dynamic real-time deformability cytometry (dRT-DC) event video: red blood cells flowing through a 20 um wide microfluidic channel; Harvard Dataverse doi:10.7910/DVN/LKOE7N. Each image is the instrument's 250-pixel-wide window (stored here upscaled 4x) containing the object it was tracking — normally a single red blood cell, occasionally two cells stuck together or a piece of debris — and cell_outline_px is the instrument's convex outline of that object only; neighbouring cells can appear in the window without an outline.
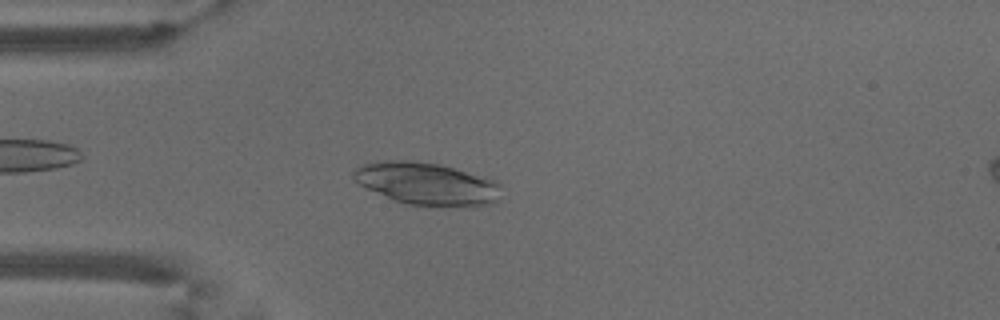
{"species": "common noctule bat (a hibernating species)", "species_latin": "Nyctalus noctula", "temperature_condition": "warm", "stored_images_in_passage": 51, "camera_frame_rate_fps": 3000, "um_per_image_px": 0.085, "animal": {"sex": "male", "body_mass_g": 18.8}, "frame": {"image": 1, "passage_image": 13, "time_ms": 4.0, "image_size_px": [1000, 320], "cell_outline_px": [[500, 200], [492, 204], [472, 208], [464, 208], [408, 204], [392, 200], [352, 180], [352, 172], [360, 164], [376, 160], [416, 160], [440, 164], [484, 176], [500, 184]], "centroid_in_image_um": [36.3, 15.62], "position_along_channel_um": 48.7, "area_um2": 37.45}}
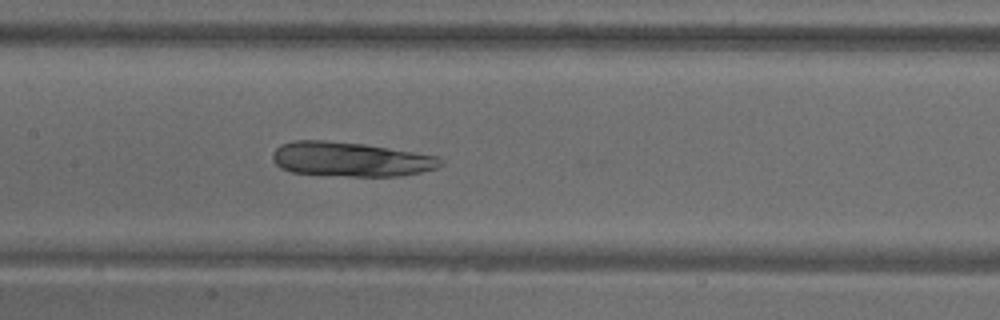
{"frame": {"image": 2, "passage_image": 24, "time_ms": 7.667, "image_size_px": [1000, 320], "cell_outline_px": [[444, 164], [436, 168], [420, 172], [400, 176], [348, 176], [292, 172], [280, 168], [272, 160], [272, 152], [280, 144], [292, 140], [324, 140], [364, 144], [440, 156], [444, 160]], "centroid_in_image_um": [29.8, 13.53], "position_along_channel_um": 177.6, "area_um2": 33.93}}
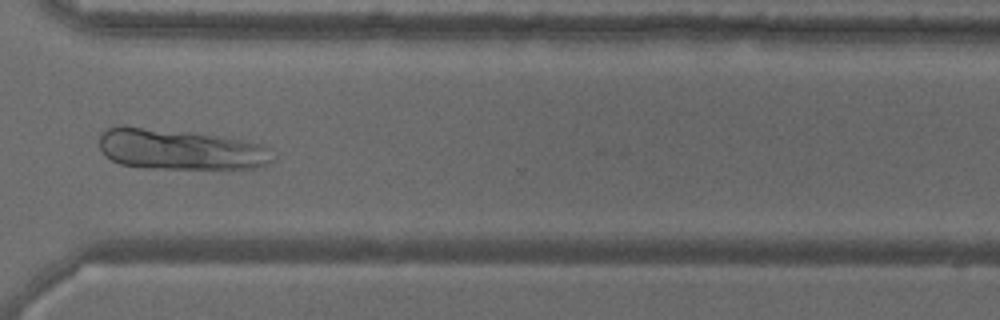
{"frame": {"image": 3, "passage_image": 38, "time_ms": 12.333, "image_size_px": [1000, 320], "cell_outline_px": [[276, 156], [268, 164], [252, 168], [144, 168], [120, 164], [104, 156], [100, 148], [100, 132], [108, 128], [120, 124], [124, 124], [192, 132], [244, 140], [260, 144], [268, 148]], "centroid_in_image_um": [15.24, 12.68], "position_along_channel_um": 355.4, "area_um2": 41.56}}